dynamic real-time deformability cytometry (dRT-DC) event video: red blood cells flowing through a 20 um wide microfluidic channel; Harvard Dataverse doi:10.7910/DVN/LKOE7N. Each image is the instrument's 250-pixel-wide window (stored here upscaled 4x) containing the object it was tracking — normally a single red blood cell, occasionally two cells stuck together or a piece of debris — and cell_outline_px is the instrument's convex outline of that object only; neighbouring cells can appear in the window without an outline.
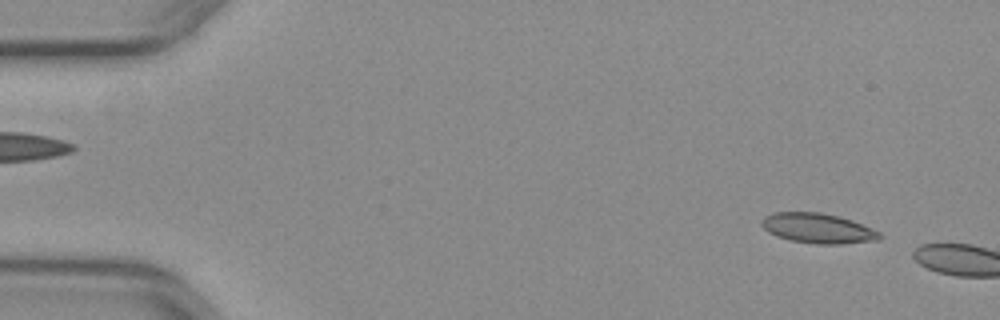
{"species": "common noctule bat (a hibernating species)", "species_latin": "Nyctalus noctula", "temperature_condition": "warm", "stored_images_in_passage": 6, "camera_frame_rate_fps": 3000, "um_per_image_px": 0.085, "animal": {"sex": "female", "body_mass_g": 29.2, "forearm_length_mm": 56.3}, "frame": {"image": 1, "passage_image": 4, "time_ms": 1.0, "image_size_px": [1000, 320], "cell_outline_px": [[884, 236], [880, 240], [840, 244], [816, 244], [792, 240], [776, 236], [768, 232], [760, 224], [760, 220], [764, 216], [772, 212], [820, 212], [840, 216], [852, 220], [872, 228], [880, 232]], "centroid_in_image_um": [69.53, 19.4], "position_along_channel_um": 15.5, "area_um2": 20.87}}